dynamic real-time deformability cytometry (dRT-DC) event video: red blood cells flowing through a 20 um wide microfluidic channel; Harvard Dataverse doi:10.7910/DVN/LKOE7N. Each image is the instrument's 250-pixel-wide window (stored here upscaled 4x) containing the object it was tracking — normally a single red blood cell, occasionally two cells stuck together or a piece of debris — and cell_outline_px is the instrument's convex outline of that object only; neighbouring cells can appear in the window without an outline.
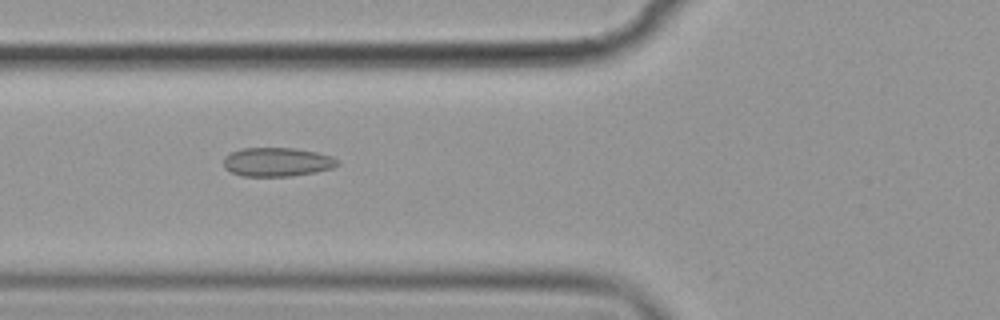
{"species": "common noctule bat (a hibernating species)", "species_latin": "Nyctalus noctula", "temperature_condition": "cold", "stored_images_in_passage": 57, "camera_frame_rate_fps": 3000, "um_per_image_px": 0.085, "animal": {"sex": "female", "body_mass_g": 19.9}, "frame": {"image": 1, "passage_image": 22, "time_ms": 7.0, "image_size_px": [1000, 320], "cell_outline_px": [[340, 164], [332, 168], [316, 172], [292, 176], [240, 176], [224, 168], [224, 156], [232, 152], [244, 148], [296, 148], [316, 152], [332, 156]], "centroid_in_image_um": [23.55, 13.77], "position_along_channel_um": 102.2, "area_um2": 19.19}}
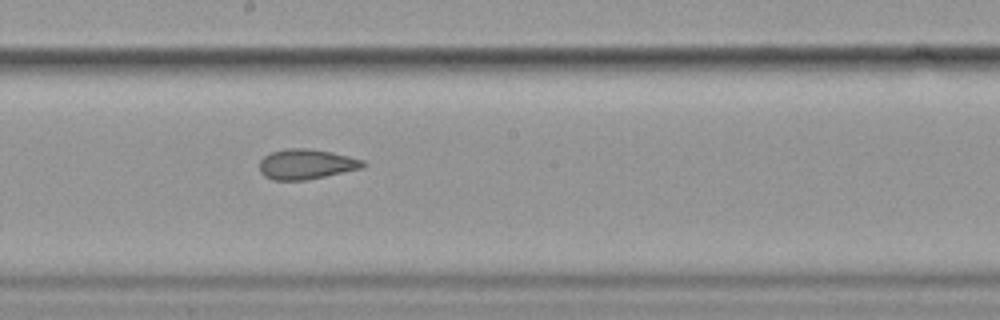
{"frame": {"image": 2, "passage_image": 32, "time_ms": 10.333, "image_size_px": [1000, 320], "cell_outline_px": [[368, 164], [360, 168], [324, 176], [304, 180], [272, 180], [264, 176], [260, 172], [260, 160], [264, 156], [272, 152], [288, 148], [308, 148], [332, 152], [364, 160]], "centroid_in_image_um": [26.01, 13.95], "position_along_channel_um": 222.2, "area_um2": 18.03}}
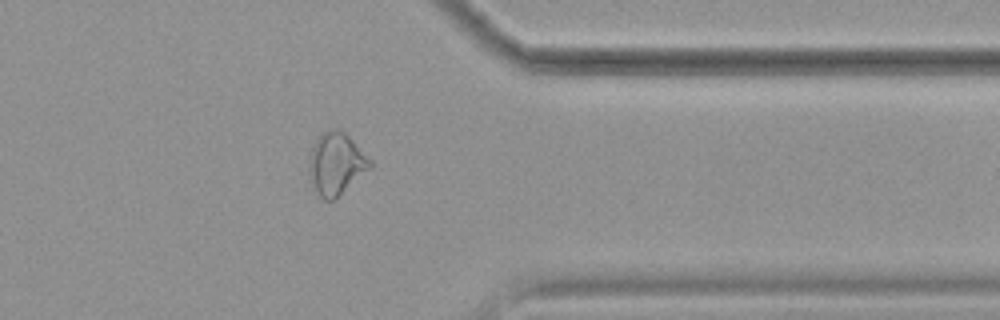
{"frame": {"image": 3, "passage_image": 46, "time_ms": 15.0, "image_size_px": [1000, 320], "cell_outline_px": [[372, 168], [332, 200], [324, 200], [320, 196], [308, 176], [308, 160], [312, 148], [320, 132], [336, 128], [344, 132], [372, 160]], "centroid_in_image_um": [28.56, 13.89], "position_along_channel_um": 382.8, "area_um2": 21.96}, "authors_computed_cell_mechanics": {"area_um2": 20.4612, "velocity_mm_per_s": 3.6015, "shape_relaxation_time_tau1_ms": 9.0023, "shape_relaxation_time_tau2_ms": 2.3608, "deformation_change_tau1": 0.14, "deformation_change_tau2": 0.0859}}